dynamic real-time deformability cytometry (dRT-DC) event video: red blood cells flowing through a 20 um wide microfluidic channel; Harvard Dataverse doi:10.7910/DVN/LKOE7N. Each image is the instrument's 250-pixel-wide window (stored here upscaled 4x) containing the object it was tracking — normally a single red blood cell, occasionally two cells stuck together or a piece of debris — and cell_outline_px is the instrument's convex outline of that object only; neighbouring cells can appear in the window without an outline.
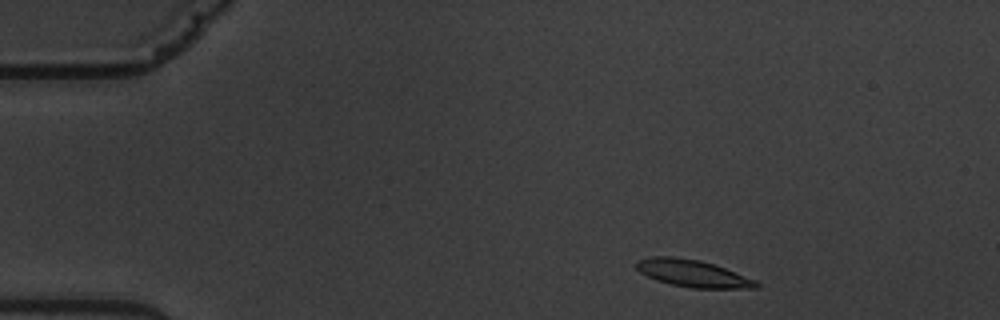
{"species": "common noctule bat (a hibernating species)", "species_latin": "Nyctalus noctula", "temperature_condition": "warm", "stored_images_in_passage": 4, "camera_frame_rate_fps": 3000, "um_per_image_px": 0.085, "animal": {"sex": "male", "body_mass_g": 19.5, "forearm_length_mm": 54.6}, "frame": {"image": 1, "passage_image": 1, "time_ms": 0.0, "image_size_px": [1000, 320], "cell_outline_px": [[760, 288], [692, 288], [672, 284], [656, 280], [640, 272], [636, 268], [636, 260], [652, 256], [676, 256], [700, 260], [724, 268], [756, 280], [760, 284]], "centroid_in_image_um": [58.87, 23.23], "position_along_channel_um": 26.1, "area_um2": 18.9}}
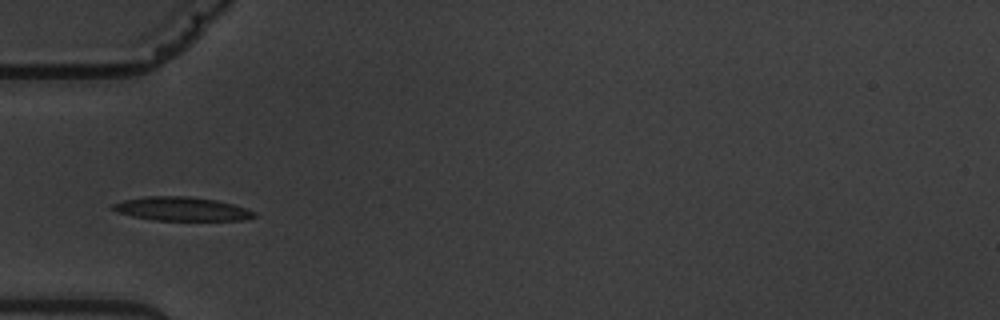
{"frame": {"image": 2, "passage_image": 4, "time_ms": 3.333, "image_size_px": [1000, 320], "cell_outline_px": [[256, 216], [244, 220], [152, 220], [132, 216], [116, 212], [108, 208], [112, 204], [124, 200], [144, 196], [192, 196], [216, 200], [232, 204], [256, 212]], "centroid_in_image_um": [15.39, 17.75], "position_along_channel_um": 69.6, "area_um2": 19.71}}